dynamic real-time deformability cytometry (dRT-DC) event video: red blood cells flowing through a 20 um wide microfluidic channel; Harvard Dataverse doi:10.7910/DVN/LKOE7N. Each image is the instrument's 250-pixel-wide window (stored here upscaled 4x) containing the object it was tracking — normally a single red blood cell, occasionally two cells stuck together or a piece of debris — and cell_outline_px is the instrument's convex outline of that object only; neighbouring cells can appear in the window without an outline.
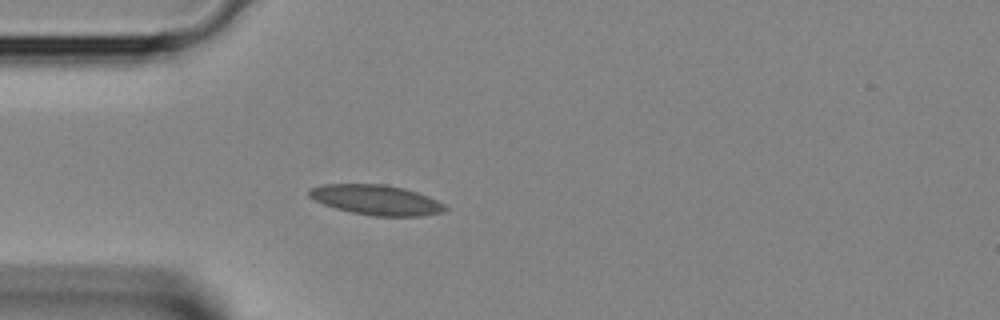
{"species": "Egyptian fruit bat (a non-hibernating species)", "species_latin": "Rousettus aegyptiacus", "temperature_condition": "room temperature", "stored_images_in_passage": 3, "camera_frame_rate_fps": 3000, "um_per_image_px": 0.085, "animal": {"sex": "female"}, "frame": {"image": 1, "passage_image": 3, "time_ms": 0.667, "image_size_px": [1000, 320], "cell_outline_px": [[448, 208], [444, 212], [420, 216], [372, 216], [352, 212], [336, 208], [324, 204], [308, 196], [308, 188], [324, 184], [384, 184], [404, 188], [428, 196], [444, 204]], "centroid_in_image_um": [31.98, 16.99], "position_along_channel_um": 53.0, "area_um2": 23.76}}